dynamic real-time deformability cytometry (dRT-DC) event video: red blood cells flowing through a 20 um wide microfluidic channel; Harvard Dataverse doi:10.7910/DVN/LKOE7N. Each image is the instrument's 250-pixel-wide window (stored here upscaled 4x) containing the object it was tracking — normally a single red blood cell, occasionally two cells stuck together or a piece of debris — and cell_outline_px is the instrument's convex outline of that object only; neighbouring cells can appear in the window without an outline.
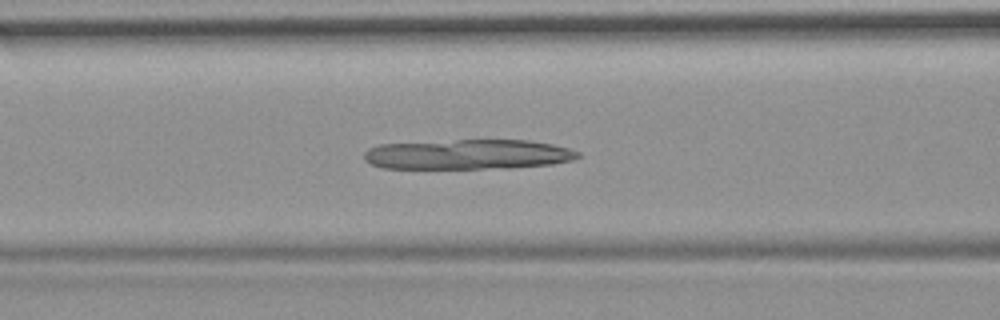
{"species": "common noctule bat (a hibernating species)", "species_latin": "Nyctalus noctula", "temperature_condition": "room temperature", "stored_images_in_passage": 45, "camera_frame_rate_fps": 3000, "um_per_image_px": 0.085, "animal": {"sex": "female", "body_mass_g": 19.9}, "frame": {"image": 1, "passage_image": 13, "time_ms": 4.0, "image_size_px": [1000, 320], "cell_outline_px": [[580, 156], [572, 160], [552, 164], [508, 168], [384, 168], [372, 164], [364, 160], [364, 152], [368, 148], [380, 144], [456, 140], [528, 140], [552, 144], [568, 148], [580, 152]], "centroid_in_image_um": [39.78, 13.12], "position_along_channel_um": 126.8, "area_um2": 37.28}}
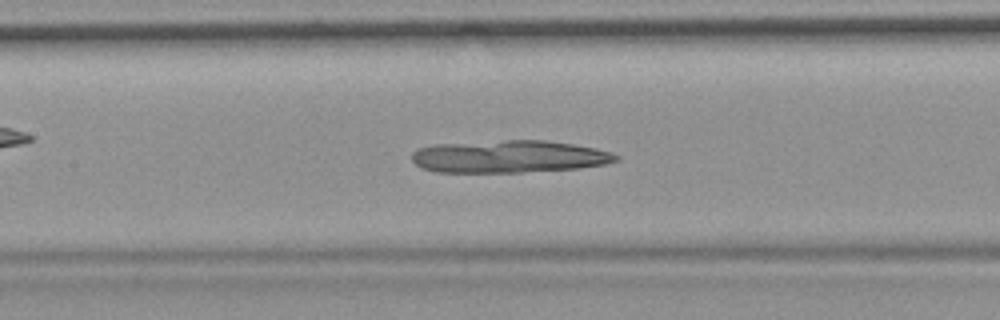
{"frame": {"image": 2, "passage_image": 16, "time_ms": 5.0, "image_size_px": [1000, 320], "cell_outline_px": [[620, 160], [604, 164], [580, 168], [520, 172], [436, 172], [420, 168], [412, 160], [412, 152], [416, 148], [436, 144], [504, 140], [544, 140], [572, 144], [596, 148], [612, 152], [620, 156]], "centroid_in_image_um": [43.26, 13.3], "position_along_channel_um": 164.1, "area_um2": 38.78}}
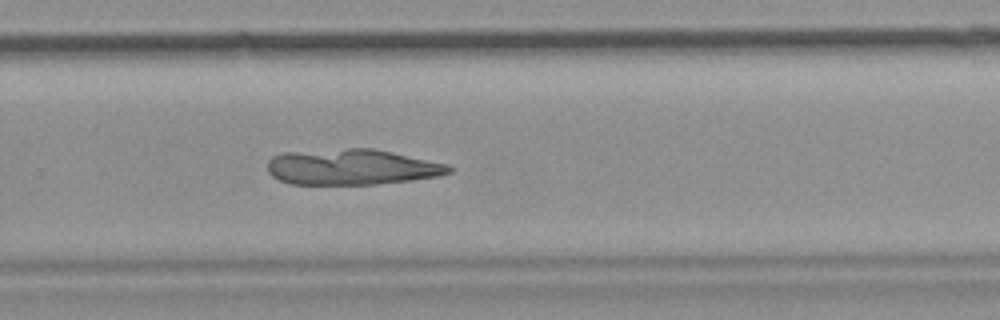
{"frame": {"image": 3, "passage_image": 27, "time_ms": 8.667, "image_size_px": [1000, 320], "cell_outline_px": [[456, 168], [452, 172], [436, 176], [412, 180], [376, 184], [288, 184], [272, 176], [268, 172], [268, 160], [272, 156], [280, 152], [348, 148], [372, 148], [392, 152], [448, 164]], "centroid_in_image_um": [29.89, 14.19], "position_along_channel_um": 299.9, "area_um2": 38.03}}